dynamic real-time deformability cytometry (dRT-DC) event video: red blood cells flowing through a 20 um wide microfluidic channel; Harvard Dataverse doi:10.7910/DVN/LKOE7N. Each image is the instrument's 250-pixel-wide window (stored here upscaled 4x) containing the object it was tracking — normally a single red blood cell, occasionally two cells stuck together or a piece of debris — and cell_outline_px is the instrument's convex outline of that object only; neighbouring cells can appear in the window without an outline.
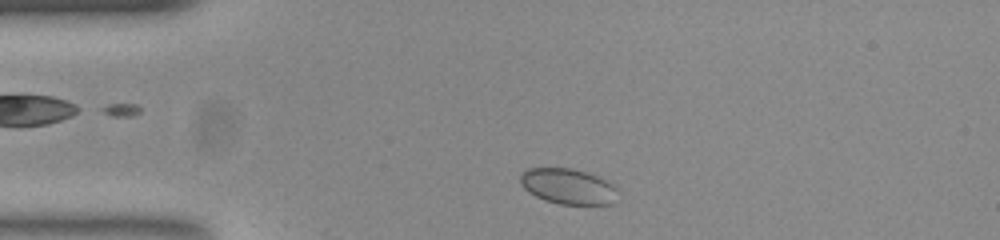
{"species": "common noctule bat (a hibernating species)", "species_latin": "Nyctalus noctula", "temperature_condition": "room temperature", "stored_images_in_passage": 11, "camera_frame_rate_fps": 3000, "um_per_image_px": 0.085, "animal": {"sex": "female", "body_mass_g": 23.0, "forearm_length_mm": 53.4}, "frame": {"image": 1, "passage_image": 1, "time_ms": 0.0, "image_size_px": [1000, 240], "cell_outline_px": [[612, 188], [608, 204], [560, 204], [544, 200], [536, 196], [524, 188], [520, 180], [520, 176], [528, 168], [568, 168], [584, 172], [596, 176], [604, 180]], "centroid_in_image_um": [48.12, 15.82], "position_along_channel_um": 36.9, "area_um2": 19.02}}
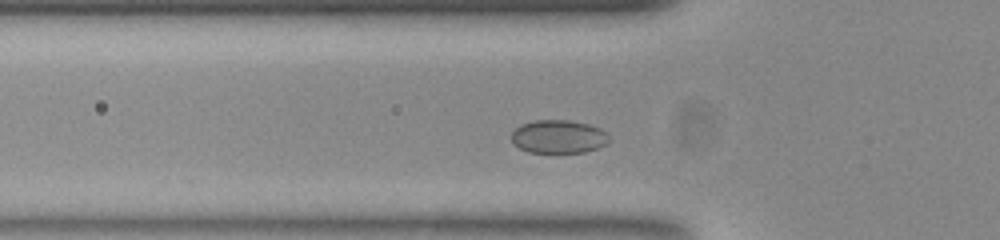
{"frame": {"image": 2, "passage_image": 7, "time_ms": 2.0, "image_size_px": [1000, 240], "cell_outline_px": [[608, 140], [604, 144], [596, 148], [584, 152], [528, 152], [520, 148], [512, 140], [512, 132], [520, 124], [532, 120], [568, 120], [588, 124], [600, 128], [608, 136]], "centroid_in_image_um": [47.44, 11.6], "position_along_channel_um": 78.4, "area_um2": 18.67}}
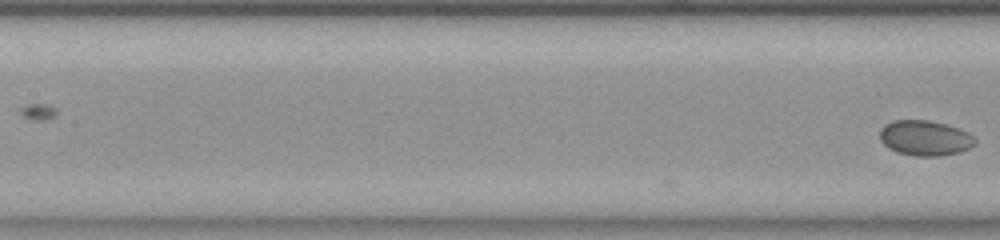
{"frame": {"image": 3, "passage_image": 11, "time_ms": 3.333, "image_size_px": [1000, 240], "cell_outline_px": [[976, 140], [968, 148], [956, 152], [940, 156], [912, 156], [896, 152], [888, 148], [880, 140], [880, 128], [884, 124], [892, 120], [928, 120], [944, 124], [968, 132]], "centroid_in_image_um": [78.54, 11.73], "position_along_channel_um": 128.9, "area_um2": 19.42}}